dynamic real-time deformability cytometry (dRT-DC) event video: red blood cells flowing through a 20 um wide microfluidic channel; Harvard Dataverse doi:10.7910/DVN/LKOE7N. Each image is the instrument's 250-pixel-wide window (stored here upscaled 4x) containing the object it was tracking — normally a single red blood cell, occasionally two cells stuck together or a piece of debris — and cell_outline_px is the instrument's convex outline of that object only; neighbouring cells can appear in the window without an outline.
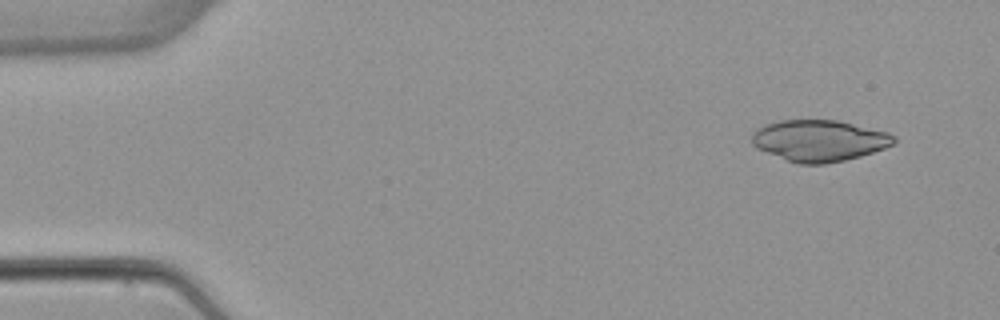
{"species": "common noctule bat (a hibernating species)", "species_latin": "Nyctalus noctula", "temperature_condition": "warm", "stored_images_in_passage": 4, "camera_frame_rate_fps": 3000, "um_per_image_px": 0.085, "animal": {"sex": "female", "body_mass_g": 22.7, "forearm_length_mm": 54.2}, "frame": {"image": 1, "passage_image": 2, "time_ms": 1.0, "image_size_px": [1000, 320], "cell_outline_px": [[896, 140], [892, 144], [884, 148], [860, 156], [844, 160], [824, 164], [800, 164], [788, 160], [756, 148], [752, 144], [752, 132], [756, 128], [764, 124], [780, 120], [836, 120], [888, 132], [896, 136]], "centroid_in_image_um": [69.61, 11.94], "position_along_channel_um": 15.4, "area_um2": 34.1}}